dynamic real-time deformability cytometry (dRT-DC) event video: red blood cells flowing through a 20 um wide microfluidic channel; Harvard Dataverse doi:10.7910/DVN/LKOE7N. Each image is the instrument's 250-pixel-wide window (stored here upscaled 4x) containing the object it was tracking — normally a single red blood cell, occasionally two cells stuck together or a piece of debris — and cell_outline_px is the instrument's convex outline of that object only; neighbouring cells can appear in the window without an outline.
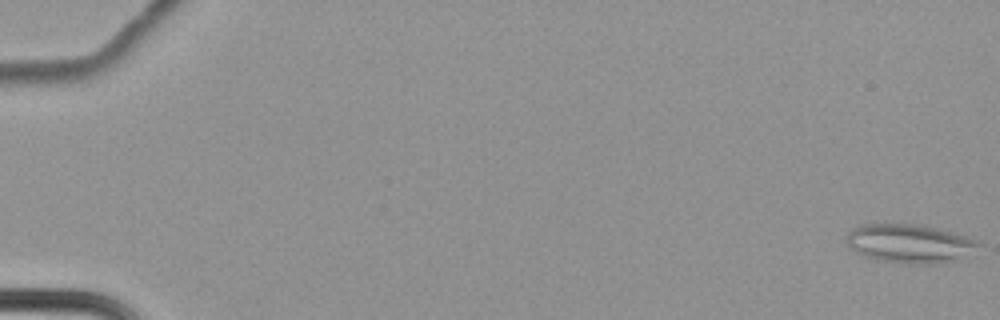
{"species": "common noctule bat (a hibernating species)", "species_latin": "Nyctalus noctula", "temperature_condition": "cold", "stored_images_in_passage": 12, "camera_frame_rate_fps": 3000, "um_per_image_px": 0.085, "animal": {"sex": "female", "body_mass_g": 22.7, "forearm_length_mm": 54.2}, "frame": {"image": 1, "passage_image": 1, "time_ms": 0.0, "image_size_px": [1000, 320], "cell_outline_px": [[980, 244], [956, 260], [936, 264], [912, 264], [880, 260], [864, 256], [856, 252], [848, 244], [848, 232], [852, 228], [864, 224], [916, 224], [936, 228], [952, 232], [976, 240]], "centroid_in_image_um": [77.27, 20.7], "position_along_channel_um": 7.7, "area_um2": 29.19}}